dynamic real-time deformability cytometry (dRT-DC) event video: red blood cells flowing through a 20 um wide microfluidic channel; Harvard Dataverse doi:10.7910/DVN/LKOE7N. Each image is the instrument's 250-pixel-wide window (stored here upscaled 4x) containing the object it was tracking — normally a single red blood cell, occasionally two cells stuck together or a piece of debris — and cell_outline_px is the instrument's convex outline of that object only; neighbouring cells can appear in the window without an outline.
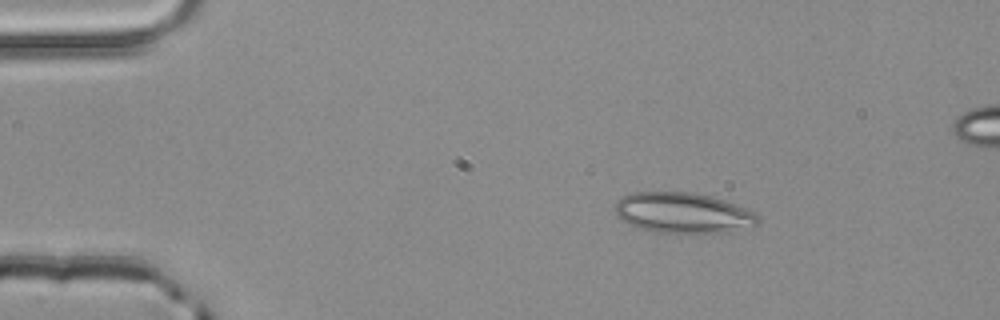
{"species": "common noctule bat (a hibernating species)", "species_latin": "Nyctalus noctula", "temperature_condition": "room temperature", "stored_images_in_passage": 3, "camera_frame_rate_fps": 3000, "um_per_image_px": 0.085, "animal": {"sex": "male", "body_mass_g": 20.4}, "frame": {"image": 1, "passage_image": 1, "time_ms": 0.0, "image_size_px": [1000, 320], "cell_outline_px": [[760, 224], [732, 232], [652, 232], [628, 224], [620, 220], [612, 208], [616, 200], [632, 192], [692, 192], [724, 200], [748, 208], [756, 212], [760, 216]], "centroid_in_image_um": [58.06, 18.09], "position_along_channel_um": 26.9, "area_um2": 34.16}}